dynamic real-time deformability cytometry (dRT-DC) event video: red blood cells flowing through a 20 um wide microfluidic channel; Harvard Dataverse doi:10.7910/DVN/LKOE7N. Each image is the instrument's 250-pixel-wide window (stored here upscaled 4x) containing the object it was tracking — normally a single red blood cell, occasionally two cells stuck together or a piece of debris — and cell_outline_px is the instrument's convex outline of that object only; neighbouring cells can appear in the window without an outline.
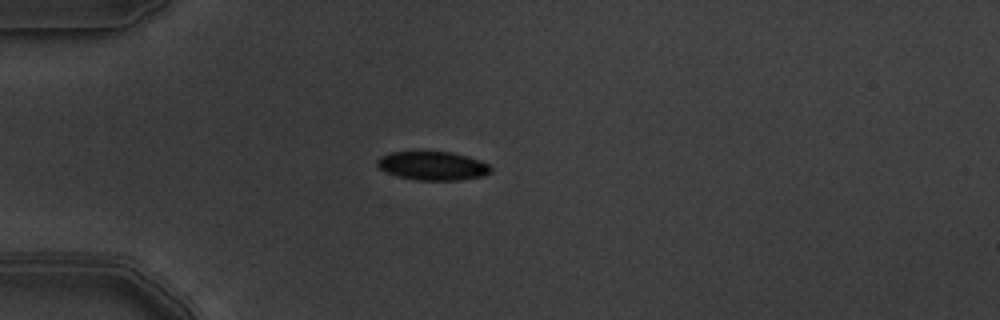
{"species": "common noctule bat (a hibernating species)", "species_latin": "Nyctalus noctula", "temperature_condition": "warm", "stored_images_in_passage": 10, "camera_frame_rate_fps": 3000, "um_per_image_px": 0.085, "animal": {"sex": "male", "body_mass_g": 19.5, "forearm_length_mm": 54.6}, "frame": {"image": 1, "passage_image": 4, "time_ms": 1.0, "image_size_px": [1000, 320], "cell_outline_px": [[492, 172], [484, 176], [456, 180], [416, 180], [384, 172], [376, 164], [376, 160], [380, 156], [388, 152], [452, 152], [468, 156], [480, 160], [488, 164], [492, 168]], "centroid_in_image_um": [36.78, 14.09], "position_along_channel_um": 48.2, "area_um2": 19.07}}
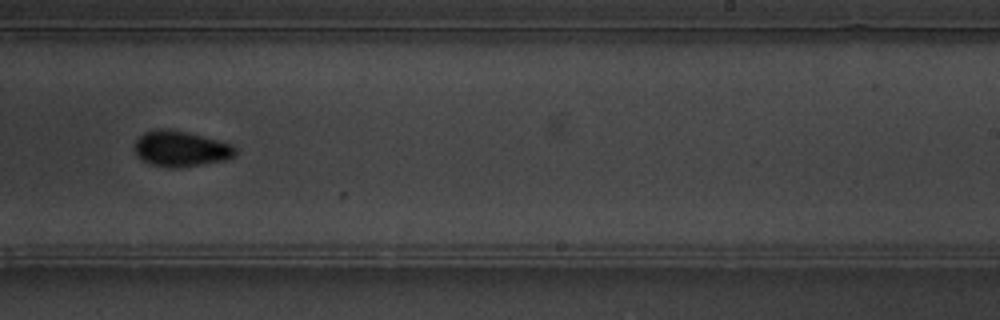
{"frame": {"image": 2, "passage_image": 10, "time_ms": 3.0, "image_size_px": [1000, 320], "cell_outline_px": [[236, 156], [224, 160], [176, 168], [168, 168], [152, 164], [136, 156], [132, 148], [136, 140], [144, 132], [160, 128], [168, 128], [232, 144], [236, 148]], "centroid_in_image_um": [15.32, 12.64], "position_along_channel_um": 273.7, "area_um2": 20.81}}